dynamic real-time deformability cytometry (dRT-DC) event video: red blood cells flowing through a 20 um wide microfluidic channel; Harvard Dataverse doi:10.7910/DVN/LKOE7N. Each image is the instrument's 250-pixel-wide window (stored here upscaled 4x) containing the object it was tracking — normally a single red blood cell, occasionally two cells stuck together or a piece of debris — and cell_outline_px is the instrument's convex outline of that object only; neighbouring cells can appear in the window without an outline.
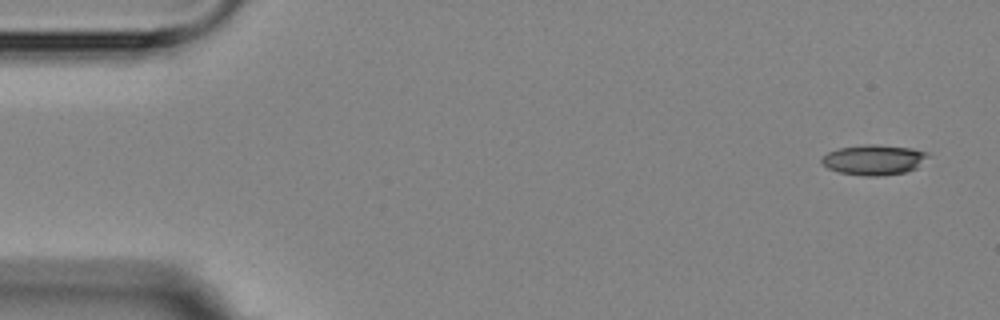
{"species": "Egyptian fruit bat (a non-hibernating species)", "species_latin": "Rousettus aegyptiacus", "temperature_condition": "room temperature", "stored_images_in_passage": 4, "camera_frame_rate_fps": 3000, "um_per_image_px": 0.085, "animal": {"sex": "female"}, "frame": {"image": 1, "passage_image": 1, "time_ms": 0.0, "image_size_px": [1000, 320], "cell_outline_px": [[928, 156], [916, 168], [904, 172], [884, 176], [868, 176], [840, 172], [828, 168], [820, 160], [828, 152], [840, 148], [868, 144], [876, 144], [912, 148], [928, 152]], "centroid_in_image_um": [74.29, 13.58], "position_along_channel_um": 10.7, "area_um2": 18.5}}